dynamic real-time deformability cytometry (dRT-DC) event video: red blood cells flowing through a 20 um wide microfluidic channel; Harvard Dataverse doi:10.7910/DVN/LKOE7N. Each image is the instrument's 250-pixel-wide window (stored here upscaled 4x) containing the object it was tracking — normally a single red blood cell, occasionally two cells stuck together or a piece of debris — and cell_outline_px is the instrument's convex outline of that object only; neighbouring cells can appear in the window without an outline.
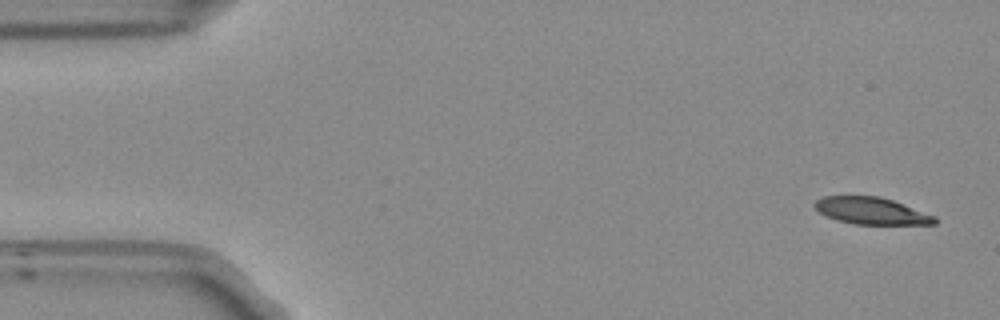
{"species": "Egyptian fruit bat (a non-hibernating species)", "species_latin": "Rousettus aegyptiacus", "temperature_condition": "room temperature", "stored_images_in_passage": 52, "camera_frame_rate_fps": 3000, "um_per_image_px": 0.085, "frame": {"image": 1, "passage_image": 1, "time_ms": 0.0, "image_size_px": [1000, 320], "cell_outline_px": [[936, 224], [856, 224], [836, 220], [820, 212], [812, 204], [816, 200], [824, 196], [880, 196], [892, 200], [936, 216]], "centroid_in_image_um": [74.06, 17.92], "position_along_channel_um": 10.9, "area_um2": 18.67}}
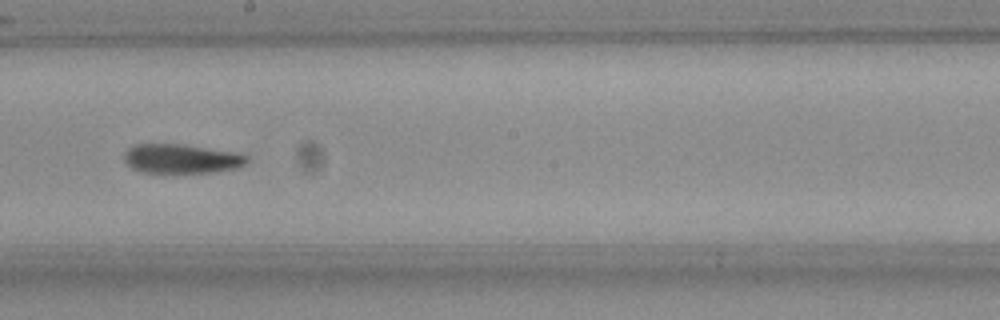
{"frame": {"image": 2, "passage_image": 28, "time_ms": 9.0, "image_size_px": [1000, 320], "cell_outline_px": [[248, 160], [244, 164], [236, 168], [208, 172], [144, 172], [132, 168], [124, 160], [124, 156], [128, 148], [136, 144], [180, 144], [232, 152], [248, 156]], "centroid_in_image_um": [15.38, 13.48], "position_along_channel_um": 232.8, "area_um2": 20.4}}
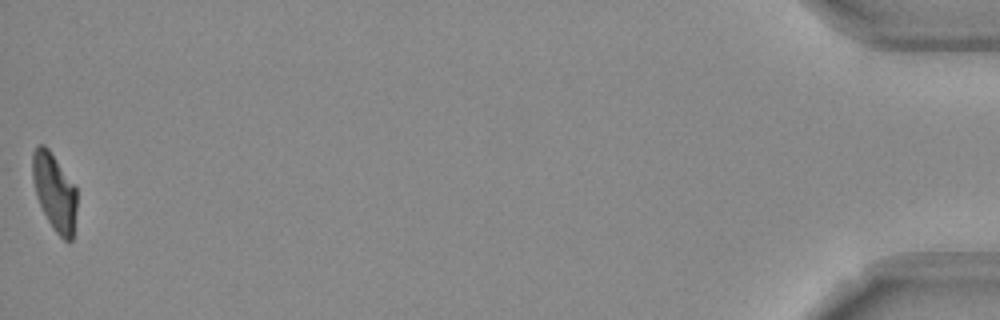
{"frame": {"image": 3, "passage_image": 52, "time_ms": 17.0, "image_size_px": [1000, 320], "cell_outline_px": [[76, 208], [72, 240], [68, 244], [56, 232], [48, 220], [36, 196], [32, 180], [32, 152], [40, 144], [44, 144], [48, 148], [76, 188]], "centroid_in_image_um": [4.62, 16.32], "position_along_channel_um": 430.6, "area_um2": 19.71}, "authors_computed_cell_mechanics": {"area_um2": 21.2704, "velocity_mm_per_s": 3.7637, "shape_relaxation_time_tau1_ms": 5.2274, "shape_relaxation_time_tau2_ms": 9.6005, "deformation_change_tau1": 0.184, "deformation_change_tau2": 0.187}}